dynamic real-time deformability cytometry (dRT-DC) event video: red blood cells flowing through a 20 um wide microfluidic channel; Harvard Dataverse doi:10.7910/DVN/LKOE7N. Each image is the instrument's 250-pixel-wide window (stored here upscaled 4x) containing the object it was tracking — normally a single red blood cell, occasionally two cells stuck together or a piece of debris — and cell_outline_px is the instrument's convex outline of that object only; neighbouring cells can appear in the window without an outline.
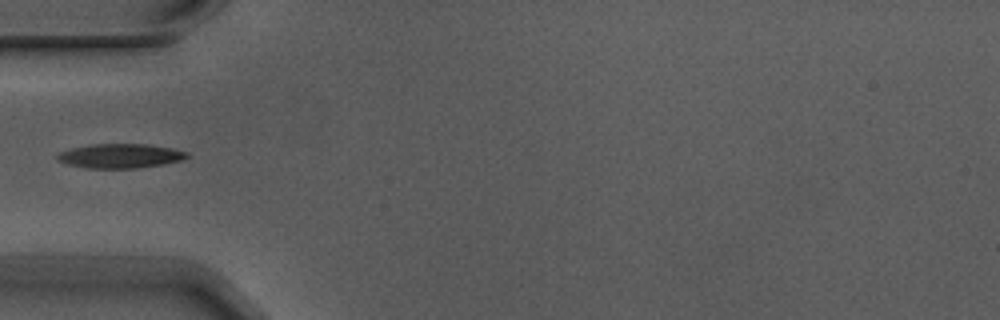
{"species": "Egyptian fruit bat (a non-hibernating species)", "species_latin": "Rousettus aegyptiacus", "temperature_condition": "warm", "stored_images_in_passage": 2, "camera_frame_rate_fps": 3000, "um_per_image_px": 0.085, "animal": {"sex": "male"}, "frame": {"image": 1, "passage_image": 2, "time_ms": 0.333, "image_size_px": [1000, 320], "cell_outline_px": [[192, 156], [180, 160], [164, 164], [136, 168], [88, 168], [68, 164], [56, 160], [56, 156], [60, 152], [72, 148], [92, 144], [144, 144], [172, 148], [188, 152]], "centroid_in_image_um": [10.24, 13.25], "position_along_channel_um": 74.8, "area_um2": 18.32}}